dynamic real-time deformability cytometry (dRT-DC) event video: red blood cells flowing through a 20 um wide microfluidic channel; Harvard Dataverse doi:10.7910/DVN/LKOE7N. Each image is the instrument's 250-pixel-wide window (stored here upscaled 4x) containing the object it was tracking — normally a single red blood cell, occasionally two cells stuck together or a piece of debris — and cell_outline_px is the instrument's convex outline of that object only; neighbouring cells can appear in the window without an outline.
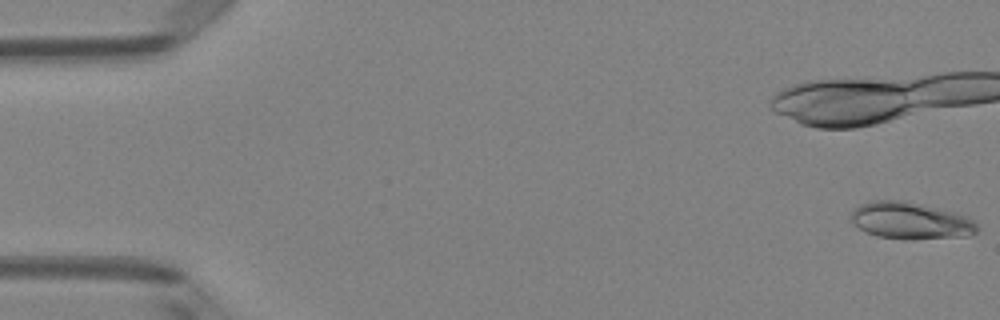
{"species": "Egyptian fruit bat (a non-hibernating species)", "species_latin": "Rousettus aegyptiacus", "temperature_condition": "room temperature", "stored_images_in_passage": 50, "camera_frame_rate_fps": 3000, "um_per_image_px": 0.085, "animal": {"sex": "female"}, "frame": {"image": 1, "passage_image": 1, "time_ms": 0.0, "image_size_px": [1000, 320], "cell_outline_px": [[976, 232], [968, 236], [912, 240], [904, 240], [876, 236], [852, 224], [852, 212], [860, 204], [872, 200], [904, 200], [956, 212], [968, 216], [976, 224]], "centroid_in_image_um": [77.4, 18.76], "position_along_channel_um": 7.6, "area_um2": 27.28}, "authors_computed_cell_mechanics": {"area_um2": 24.0737, "velocity_mm_per_s": 4.0792, "shape_relaxation_time_tau1_ms": 8.2295, "shape_relaxation_time_tau2_ms": 2.0493, "deformation_change_tau1": 0.1998, "deformation_change_tau2": 0.0675}}